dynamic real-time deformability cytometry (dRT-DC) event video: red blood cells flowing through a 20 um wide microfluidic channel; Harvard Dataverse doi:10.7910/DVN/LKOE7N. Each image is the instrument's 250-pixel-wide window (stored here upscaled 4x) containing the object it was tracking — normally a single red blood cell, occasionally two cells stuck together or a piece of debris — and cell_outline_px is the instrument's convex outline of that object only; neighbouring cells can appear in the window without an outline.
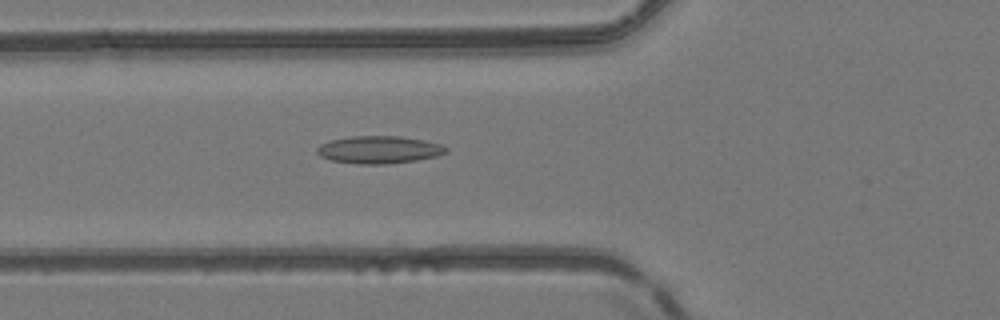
{"species": "common noctule bat (a hibernating species)", "species_latin": "Nyctalus noctula", "temperature_condition": "room temperature", "stored_images_in_passage": 46, "camera_frame_rate_fps": 3000, "um_per_image_px": 0.085, "animal": {"sex": "female", "body_mass_g": 24.6, "forearm_length_mm": 56.2}, "frame": {"image": 1, "passage_image": 20, "time_ms": 6.333, "image_size_px": [1000, 320], "cell_outline_px": [[448, 152], [436, 156], [416, 160], [388, 164], [356, 164], [332, 160], [320, 156], [316, 152], [316, 148], [320, 144], [332, 140], [352, 136], [400, 136], [424, 140], [440, 144], [448, 148]], "centroid_in_image_um": [32.22, 12.73], "position_along_channel_um": 93.6, "area_um2": 20.69}}
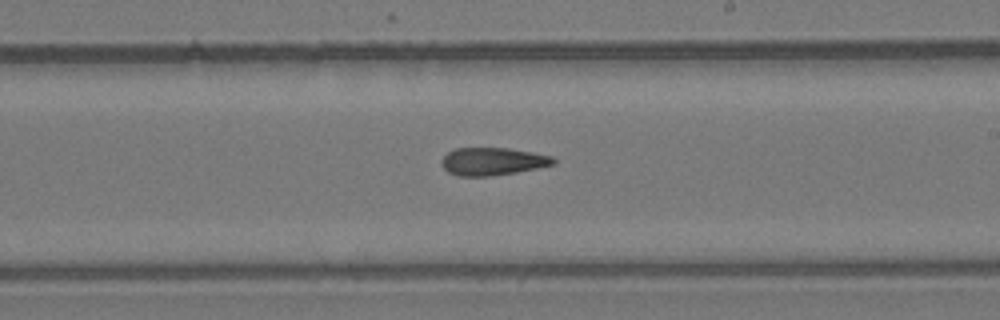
{"frame": {"image": 2, "passage_image": 31, "time_ms": 10.0, "image_size_px": [1000, 320], "cell_outline_px": [[556, 164], [516, 172], [488, 176], [456, 176], [448, 172], [444, 168], [440, 160], [448, 152], [456, 148], [508, 148], [532, 152], [552, 156], [556, 160]], "centroid_in_image_um": [41.87, 13.72], "position_along_channel_um": 247.1, "area_um2": 18.03}}
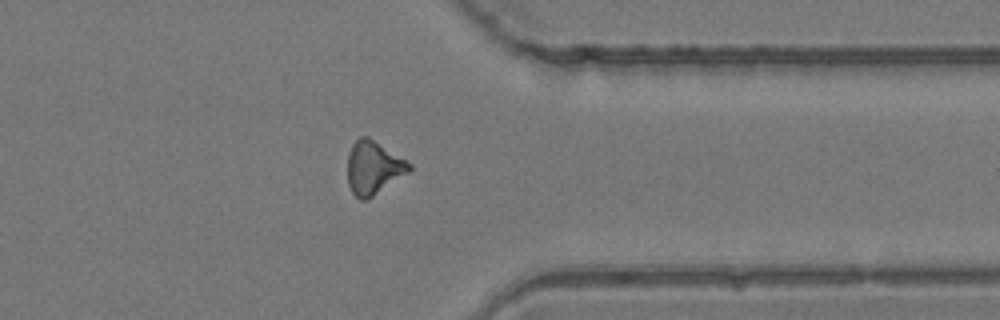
{"frame": {"image": 3, "passage_image": 41, "time_ms": 13.333, "image_size_px": [1000, 320], "cell_outline_px": [[412, 168], [408, 172], [372, 196], [364, 200], [360, 200], [352, 192], [348, 184], [348, 152], [352, 144], [360, 136], [368, 136], [412, 164]], "centroid_in_image_um": [31.72, 14.23], "position_along_channel_um": 379.7, "area_um2": 18.84}}